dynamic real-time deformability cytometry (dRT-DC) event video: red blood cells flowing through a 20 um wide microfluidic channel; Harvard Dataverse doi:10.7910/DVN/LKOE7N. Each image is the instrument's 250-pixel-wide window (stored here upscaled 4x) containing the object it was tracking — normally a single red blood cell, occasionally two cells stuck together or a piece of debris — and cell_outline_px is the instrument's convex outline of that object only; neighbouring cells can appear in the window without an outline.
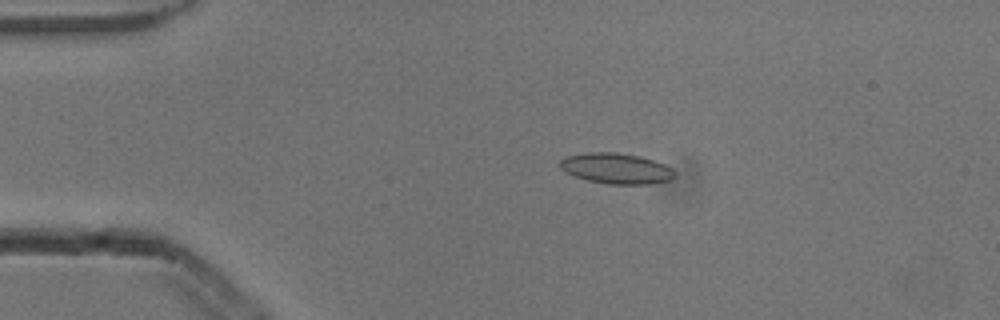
{"species": "common noctule bat (a hibernating species)", "species_latin": "Nyctalus noctula", "temperature_condition": "cold", "stored_images_in_passage": 6, "camera_frame_rate_fps": 3000, "um_per_image_px": 0.085, "animal": {"sex": "male", "body_mass_g": 13.3}, "frame": {"image": 1, "passage_image": 3, "time_ms": 0.667, "image_size_px": [1000, 320], "cell_outline_px": [[676, 176], [672, 180], [648, 184], [608, 184], [588, 180], [572, 176], [564, 172], [560, 168], [560, 160], [568, 156], [588, 152], [616, 152], [640, 156], [664, 164], [672, 168], [676, 172]], "centroid_in_image_um": [52.39, 14.32], "position_along_channel_um": 32.6, "area_um2": 20.63}}
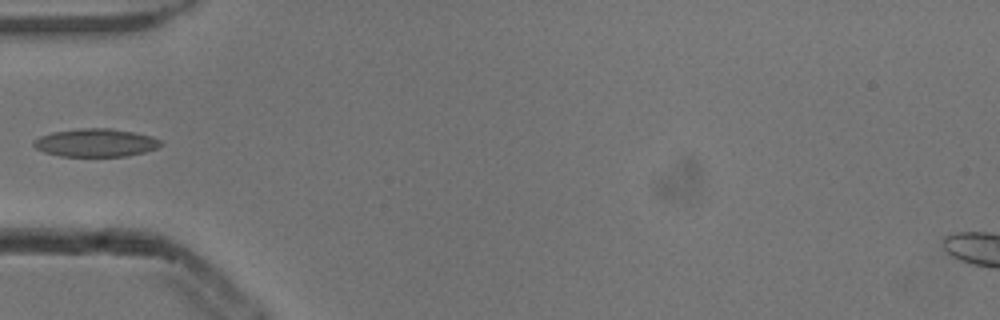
{"frame": {"image": 2, "passage_image": 5, "time_ms": 1.333, "image_size_px": [1000, 320], "cell_outline_px": [[164, 144], [156, 148], [144, 152], [124, 156], [60, 156], [44, 152], [36, 148], [32, 144], [32, 140], [40, 136], [52, 132], [80, 128], [112, 128], [152, 136], [160, 140]], "centroid_in_image_um": [8.11, 12.12], "position_along_channel_um": 76.9, "area_um2": 20.81}}
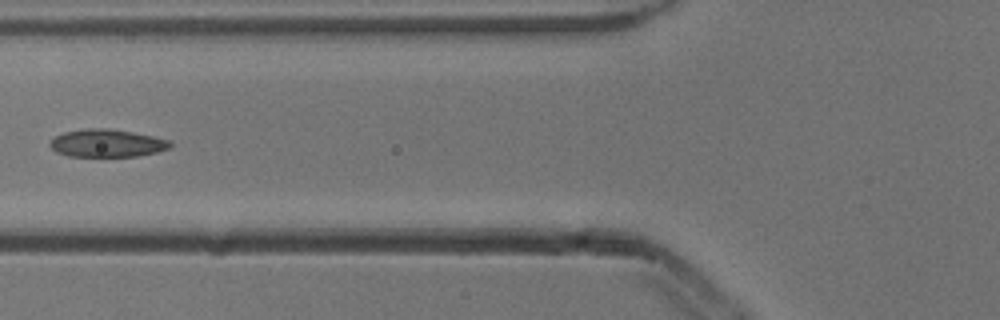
{"frame": {"image": 3, "passage_image": 6, "time_ms": 1.667, "image_size_px": [1000, 320], "cell_outline_px": [[172, 144], [168, 148], [156, 152], [136, 156], [68, 156], [56, 152], [48, 144], [56, 136], [64, 132], [88, 128], [108, 128], [132, 132], [172, 140]], "centroid_in_image_um": [9.09, 12.17], "position_along_channel_um": 116.7, "area_um2": 19.31}}